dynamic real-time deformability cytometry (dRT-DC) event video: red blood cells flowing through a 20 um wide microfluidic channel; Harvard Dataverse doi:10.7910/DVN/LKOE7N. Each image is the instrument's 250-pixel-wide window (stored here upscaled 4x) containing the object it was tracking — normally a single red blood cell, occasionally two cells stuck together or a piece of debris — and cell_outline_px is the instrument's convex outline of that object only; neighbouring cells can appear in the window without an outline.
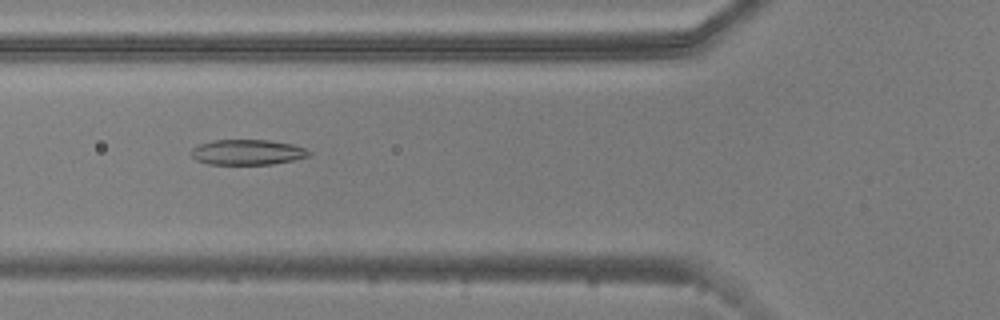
{"species": "common noctule bat (a hibernating species)", "species_latin": "Nyctalus noctula", "temperature_condition": "warm", "stored_images_in_passage": 44, "camera_frame_rate_fps": 3000, "um_per_image_px": 0.085, "animal": {"sex": "male", "body_mass_g": 20.5, "forearm_length_mm": 52.5}, "frame": {"image": 1, "passage_image": 10, "time_ms": 3.0, "image_size_px": [1000, 320], "cell_outline_px": [[312, 152], [308, 156], [292, 160], [272, 164], [208, 164], [196, 160], [188, 152], [192, 148], [200, 144], [212, 140], [268, 140], [292, 144], [304, 148]], "centroid_in_image_um": [20.99, 12.93], "position_along_channel_um": 104.8, "area_um2": 17.34}}
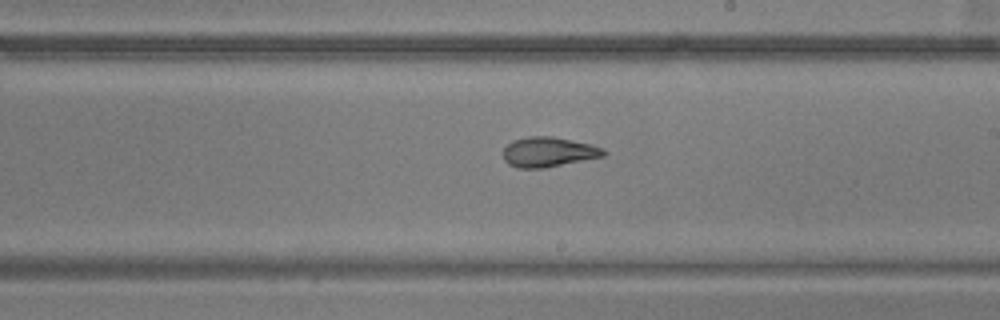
{"frame": {"image": 2, "passage_image": 21, "time_ms": 6.667, "image_size_px": [1000, 320], "cell_outline_px": [[608, 152], [604, 156], [544, 168], [516, 168], [508, 164], [504, 160], [504, 148], [512, 140], [528, 136], [552, 136], [588, 144], [604, 148]], "centroid_in_image_um": [46.6, 12.92], "position_along_channel_um": 242.4, "area_um2": 17.46}}
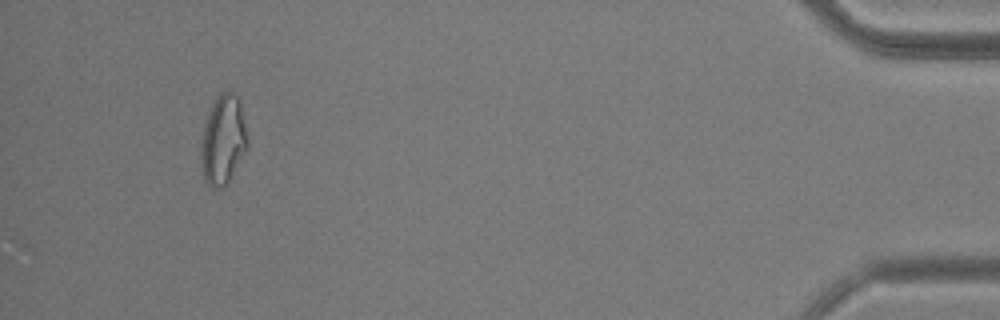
{"frame": {"image": 3, "passage_image": 41, "time_ms": 13.333, "image_size_px": [1000, 320], "cell_outline_px": [[248, 148], [228, 184], [220, 188], [212, 188], [204, 180], [200, 164], [200, 148], [204, 124], [208, 112], [216, 96], [220, 92], [232, 92], [240, 100], [248, 136]], "centroid_in_image_um": [18.96, 11.92], "position_along_channel_um": 416.2, "area_um2": 24.8}, "authors_computed_cell_mechanics": {"area_um2": 18.2648, "velocity_mm_per_s": 3.7489, "shape_relaxation_time_tau1_ms": 5.5937, "shape_relaxation_time_tau2_ms": 2.1081, "deformation_change_tau1": 0.1782, "deformation_change_tau2": 0.0929}}